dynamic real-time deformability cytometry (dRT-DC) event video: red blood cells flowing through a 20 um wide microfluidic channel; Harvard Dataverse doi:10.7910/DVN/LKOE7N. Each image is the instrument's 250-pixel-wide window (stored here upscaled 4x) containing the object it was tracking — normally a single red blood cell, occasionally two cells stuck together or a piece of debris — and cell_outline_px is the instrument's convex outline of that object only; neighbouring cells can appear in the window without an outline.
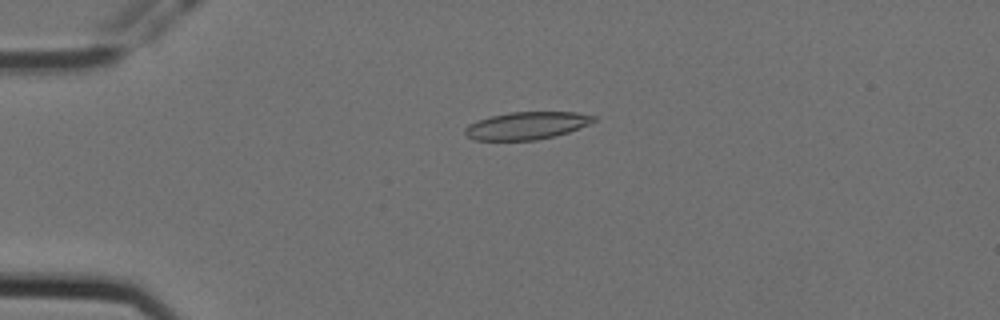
{"species": "Egyptian fruit bat (a non-hibernating species)", "species_latin": "Rousettus aegyptiacus", "temperature_condition": "cold", "stored_images_in_passage": 5, "camera_frame_rate_fps": 3000, "um_per_image_px": 0.085, "animal": {"sex": "female"}, "frame": {"image": 1, "passage_image": 4, "time_ms": 1.0, "image_size_px": [1000, 320], "cell_outline_px": [[596, 120], [588, 124], [568, 132], [556, 136], [536, 140], [472, 140], [464, 132], [464, 128], [468, 124], [488, 116], [508, 112], [576, 112], [596, 116]], "centroid_in_image_um": [44.74, 10.67], "position_along_channel_um": 40.3, "area_um2": 20.75}}